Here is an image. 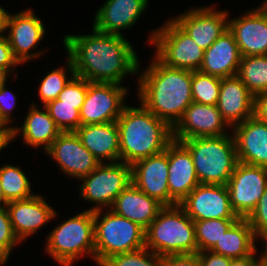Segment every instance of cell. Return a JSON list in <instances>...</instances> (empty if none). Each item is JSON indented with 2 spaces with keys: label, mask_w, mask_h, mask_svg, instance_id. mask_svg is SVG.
Segmentation results:
<instances>
[{
  "label": "cell",
  "mask_w": 267,
  "mask_h": 266,
  "mask_svg": "<svg viewBox=\"0 0 267 266\" xmlns=\"http://www.w3.org/2000/svg\"><path fill=\"white\" fill-rule=\"evenodd\" d=\"M66 35L63 45L75 75L90 82L122 84L125 77L138 75L139 58L132 43L122 35L103 33Z\"/></svg>",
  "instance_id": "obj_1"
},
{
  "label": "cell",
  "mask_w": 267,
  "mask_h": 266,
  "mask_svg": "<svg viewBox=\"0 0 267 266\" xmlns=\"http://www.w3.org/2000/svg\"><path fill=\"white\" fill-rule=\"evenodd\" d=\"M138 100L173 128L193 102L191 71L171 68L155 56L138 76Z\"/></svg>",
  "instance_id": "obj_2"
},
{
  "label": "cell",
  "mask_w": 267,
  "mask_h": 266,
  "mask_svg": "<svg viewBox=\"0 0 267 266\" xmlns=\"http://www.w3.org/2000/svg\"><path fill=\"white\" fill-rule=\"evenodd\" d=\"M139 106L127 104L116 121L119 129L120 161L130 165L165 151L173 140L172 128L141 103Z\"/></svg>",
  "instance_id": "obj_3"
},
{
  "label": "cell",
  "mask_w": 267,
  "mask_h": 266,
  "mask_svg": "<svg viewBox=\"0 0 267 266\" xmlns=\"http://www.w3.org/2000/svg\"><path fill=\"white\" fill-rule=\"evenodd\" d=\"M145 247L162 257L198 253L194 221L179 204L164 206L146 229Z\"/></svg>",
  "instance_id": "obj_4"
},
{
  "label": "cell",
  "mask_w": 267,
  "mask_h": 266,
  "mask_svg": "<svg viewBox=\"0 0 267 266\" xmlns=\"http://www.w3.org/2000/svg\"><path fill=\"white\" fill-rule=\"evenodd\" d=\"M190 152L200 184L227 185L238 163L233 134L180 141Z\"/></svg>",
  "instance_id": "obj_5"
},
{
  "label": "cell",
  "mask_w": 267,
  "mask_h": 266,
  "mask_svg": "<svg viewBox=\"0 0 267 266\" xmlns=\"http://www.w3.org/2000/svg\"><path fill=\"white\" fill-rule=\"evenodd\" d=\"M46 237L45 252L61 266H72L88 255L95 261L94 212L90 210L59 223Z\"/></svg>",
  "instance_id": "obj_6"
},
{
  "label": "cell",
  "mask_w": 267,
  "mask_h": 266,
  "mask_svg": "<svg viewBox=\"0 0 267 266\" xmlns=\"http://www.w3.org/2000/svg\"><path fill=\"white\" fill-rule=\"evenodd\" d=\"M105 211V213H103ZM94 211L95 263L145 247L146 230L111 209Z\"/></svg>",
  "instance_id": "obj_7"
},
{
  "label": "cell",
  "mask_w": 267,
  "mask_h": 266,
  "mask_svg": "<svg viewBox=\"0 0 267 266\" xmlns=\"http://www.w3.org/2000/svg\"><path fill=\"white\" fill-rule=\"evenodd\" d=\"M152 30L148 44L155 47L154 56L165 66L189 71L200 69L204 50L171 18Z\"/></svg>",
  "instance_id": "obj_8"
},
{
  "label": "cell",
  "mask_w": 267,
  "mask_h": 266,
  "mask_svg": "<svg viewBox=\"0 0 267 266\" xmlns=\"http://www.w3.org/2000/svg\"><path fill=\"white\" fill-rule=\"evenodd\" d=\"M80 180L79 197L87 203H93L87 210L111 209L116 197L132 183V167L122 161L100 163Z\"/></svg>",
  "instance_id": "obj_9"
},
{
  "label": "cell",
  "mask_w": 267,
  "mask_h": 266,
  "mask_svg": "<svg viewBox=\"0 0 267 266\" xmlns=\"http://www.w3.org/2000/svg\"><path fill=\"white\" fill-rule=\"evenodd\" d=\"M128 86L116 83L90 82L79 111L81 126L117 121L128 94Z\"/></svg>",
  "instance_id": "obj_10"
},
{
  "label": "cell",
  "mask_w": 267,
  "mask_h": 266,
  "mask_svg": "<svg viewBox=\"0 0 267 266\" xmlns=\"http://www.w3.org/2000/svg\"><path fill=\"white\" fill-rule=\"evenodd\" d=\"M226 186L231 208L238 218H247L267 189V168L238 162Z\"/></svg>",
  "instance_id": "obj_11"
},
{
  "label": "cell",
  "mask_w": 267,
  "mask_h": 266,
  "mask_svg": "<svg viewBox=\"0 0 267 266\" xmlns=\"http://www.w3.org/2000/svg\"><path fill=\"white\" fill-rule=\"evenodd\" d=\"M6 31L9 45L19 64L35 60L44 53L43 49L31 52L38 47L46 34L45 24L34 14L33 8L16 14L9 13Z\"/></svg>",
  "instance_id": "obj_12"
},
{
  "label": "cell",
  "mask_w": 267,
  "mask_h": 266,
  "mask_svg": "<svg viewBox=\"0 0 267 266\" xmlns=\"http://www.w3.org/2000/svg\"><path fill=\"white\" fill-rule=\"evenodd\" d=\"M179 205L193 221L238 219L231 208L226 185L199 184Z\"/></svg>",
  "instance_id": "obj_13"
},
{
  "label": "cell",
  "mask_w": 267,
  "mask_h": 266,
  "mask_svg": "<svg viewBox=\"0 0 267 266\" xmlns=\"http://www.w3.org/2000/svg\"><path fill=\"white\" fill-rule=\"evenodd\" d=\"M228 15L227 10L209 5L188 9L171 19L205 51L228 29Z\"/></svg>",
  "instance_id": "obj_14"
},
{
  "label": "cell",
  "mask_w": 267,
  "mask_h": 266,
  "mask_svg": "<svg viewBox=\"0 0 267 266\" xmlns=\"http://www.w3.org/2000/svg\"><path fill=\"white\" fill-rule=\"evenodd\" d=\"M231 129L216 105L192 102L172 128V135L174 140L181 141L196 137L224 136L232 132Z\"/></svg>",
  "instance_id": "obj_15"
},
{
  "label": "cell",
  "mask_w": 267,
  "mask_h": 266,
  "mask_svg": "<svg viewBox=\"0 0 267 266\" xmlns=\"http://www.w3.org/2000/svg\"><path fill=\"white\" fill-rule=\"evenodd\" d=\"M44 153L56 161L64 175L77 180L89 175L100 164L75 132H61Z\"/></svg>",
  "instance_id": "obj_16"
},
{
  "label": "cell",
  "mask_w": 267,
  "mask_h": 266,
  "mask_svg": "<svg viewBox=\"0 0 267 266\" xmlns=\"http://www.w3.org/2000/svg\"><path fill=\"white\" fill-rule=\"evenodd\" d=\"M131 167L132 183L138 189L157 199L164 206L178 204L169 193L168 145L165 151L137 160Z\"/></svg>",
  "instance_id": "obj_17"
},
{
  "label": "cell",
  "mask_w": 267,
  "mask_h": 266,
  "mask_svg": "<svg viewBox=\"0 0 267 266\" xmlns=\"http://www.w3.org/2000/svg\"><path fill=\"white\" fill-rule=\"evenodd\" d=\"M228 29L242 57L267 55V3L264 1L245 14L228 19Z\"/></svg>",
  "instance_id": "obj_18"
},
{
  "label": "cell",
  "mask_w": 267,
  "mask_h": 266,
  "mask_svg": "<svg viewBox=\"0 0 267 266\" xmlns=\"http://www.w3.org/2000/svg\"><path fill=\"white\" fill-rule=\"evenodd\" d=\"M46 199L35 194L30 198L6 204L13 231L21 243L57 216L56 210Z\"/></svg>",
  "instance_id": "obj_19"
},
{
  "label": "cell",
  "mask_w": 267,
  "mask_h": 266,
  "mask_svg": "<svg viewBox=\"0 0 267 266\" xmlns=\"http://www.w3.org/2000/svg\"><path fill=\"white\" fill-rule=\"evenodd\" d=\"M149 0H106L95 12L93 27L103 33L123 35L147 10Z\"/></svg>",
  "instance_id": "obj_20"
},
{
  "label": "cell",
  "mask_w": 267,
  "mask_h": 266,
  "mask_svg": "<svg viewBox=\"0 0 267 266\" xmlns=\"http://www.w3.org/2000/svg\"><path fill=\"white\" fill-rule=\"evenodd\" d=\"M232 131L238 162L267 168V124L252 116Z\"/></svg>",
  "instance_id": "obj_21"
},
{
  "label": "cell",
  "mask_w": 267,
  "mask_h": 266,
  "mask_svg": "<svg viewBox=\"0 0 267 266\" xmlns=\"http://www.w3.org/2000/svg\"><path fill=\"white\" fill-rule=\"evenodd\" d=\"M168 187L170 196L179 204L197 185L198 177L189 150L177 140L168 144Z\"/></svg>",
  "instance_id": "obj_22"
},
{
  "label": "cell",
  "mask_w": 267,
  "mask_h": 266,
  "mask_svg": "<svg viewBox=\"0 0 267 266\" xmlns=\"http://www.w3.org/2000/svg\"><path fill=\"white\" fill-rule=\"evenodd\" d=\"M255 96L236 76L221 78L217 108L233 128L253 116Z\"/></svg>",
  "instance_id": "obj_23"
},
{
  "label": "cell",
  "mask_w": 267,
  "mask_h": 266,
  "mask_svg": "<svg viewBox=\"0 0 267 266\" xmlns=\"http://www.w3.org/2000/svg\"><path fill=\"white\" fill-rule=\"evenodd\" d=\"M29 106L21 127L12 126L11 140L15 141L16 137L19 136L18 134H20L23 137L24 144L34 149L42 147V150L46 152L61 133V130L56 126L44 106H41L43 109L38 108L36 103H32Z\"/></svg>",
  "instance_id": "obj_24"
},
{
  "label": "cell",
  "mask_w": 267,
  "mask_h": 266,
  "mask_svg": "<svg viewBox=\"0 0 267 266\" xmlns=\"http://www.w3.org/2000/svg\"><path fill=\"white\" fill-rule=\"evenodd\" d=\"M241 53L229 29L204 51V58L200 72L219 78L237 75L241 62Z\"/></svg>",
  "instance_id": "obj_25"
},
{
  "label": "cell",
  "mask_w": 267,
  "mask_h": 266,
  "mask_svg": "<svg viewBox=\"0 0 267 266\" xmlns=\"http://www.w3.org/2000/svg\"><path fill=\"white\" fill-rule=\"evenodd\" d=\"M75 133L100 163L120 161L119 129L116 121L83 125Z\"/></svg>",
  "instance_id": "obj_26"
},
{
  "label": "cell",
  "mask_w": 267,
  "mask_h": 266,
  "mask_svg": "<svg viewBox=\"0 0 267 266\" xmlns=\"http://www.w3.org/2000/svg\"><path fill=\"white\" fill-rule=\"evenodd\" d=\"M163 207L157 199L148 196L131 183L116 197L111 210L146 230Z\"/></svg>",
  "instance_id": "obj_27"
},
{
  "label": "cell",
  "mask_w": 267,
  "mask_h": 266,
  "mask_svg": "<svg viewBox=\"0 0 267 266\" xmlns=\"http://www.w3.org/2000/svg\"><path fill=\"white\" fill-rule=\"evenodd\" d=\"M253 229L246 218H238L210 250L232 259L244 258L256 251Z\"/></svg>",
  "instance_id": "obj_28"
},
{
  "label": "cell",
  "mask_w": 267,
  "mask_h": 266,
  "mask_svg": "<svg viewBox=\"0 0 267 266\" xmlns=\"http://www.w3.org/2000/svg\"><path fill=\"white\" fill-rule=\"evenodd\" d=\"M237 77L254 95L267 92V55L241 58Z\"/></svg>",
  "instance_id": "obj_29"
},
{
  "label": "cell",
  "mask_w": 267,
  "mask_h": 266,
  "mask_svg": "<svg viewBox=\"0 0 267 266\" xmlns=\"http://www.w3.org/2000/svg\"><path fill=\"white\" fill-rule=\"evenodd\" d=\"M0 179L5 205L8 202L27 199L35 195L27 175L19 166L5 164L0 167Z\"/></svg>",
  "instance_id": "obj_30"
},
{
  "label": "cell",
  "mask_w": 267,
  "mask_h": 266,
  "mask_svg": "<svg viewBox=\"0 0 267 266\" xmlns=\"http://www.w3.org/2000/svg\"><path fill=\"white\" fill-rule=\"evenodd\" d=\"M66 66H60L48 72L38 86V95L42 106L56 100L59 93L64 89L69 80L75 75L71 59L67 56ZM67 72L70 74L67 75Z\"/></svg>",
  "instance_id": "obj_31"
},
{
  "label": "cell",
  "mask_w": 267,
  "mask_h": 266,
  "mask_svg": "<svg viewBox=\"0 0 267 266\" xmlns=\"http://www.w3.org/2000/svg\"><path fill=\"white\" fill-rule=\"evenodd\" d=\"M237 219L194 221L198 252L210 251Z\"/></svg>",
  "instance_id": "obj_32"
},
{
  "label": "cell",
  "mask_w": 267,
  "mask_h": 266,
  "mask_svg": "<svg viewBox=\"0 0 267 266\" xmlns=\"http://www.w3.org/2000/svg\"><path fill=\"white\" fill-rule=\"evenodd\" d=\"M221 78L197 71H191L192 100L195 103L217 105Z\"/></svg>",
  "instance_id": "obj_33"
},
{
  "label": "cell",
  "mask_w": 267,
  "mask_h": 266,
  "mask_svg": "<svg viewBox=\"0 0 267 266\" xmlns=\"http://www.w3.org/2000/svg\"><path fill=\"white\" fill-rule=\"evenodd\" d=\"M81 106L59 104V100L56 99L48 102L44 107L48 110L61 132H75L81 126L79 113Z\"/></svg>",
  "instance_id": "obj_34"
},
{
  "label": "cell",
  "mask_w": 267,
  "mask_h": 266,
  "mask_svg": "<svg viewBox=\"0 0 267 266\" xmlns=\"http://www.w3.org/2000/svg\"><path fill=\"white\" fill-rule=\"evenodd\" d=\"M161 264L162 256L143 247L136 251L111 256L100 266H161Z\"/></svg>",
  "instance_id": "obj_35"
},
{
  "label": "cell",
  "mask_w": 267,
  "mask_h": 266,
  "mask_svg": "<svg viewBox=\"0 0 267 266\" xmlns=\"http://www.w3.org/2000/svg\"><path fill=\"white\" fill-rule=\"evenodd\" d=\"M21 242L16 237L6 205H0V254L8 261L12 250Z\"/></svg>",
  "instance_id": "obj_36"
},
{
  "label": "cell",
  "mask_w": 267,
  "mask_h": 266,
  "mask_svg": "<svg viewBox=\"0 0 267 266\" xmlns=\"http://www.w3.org/2000/svg\"><path fill=\"white\" fill-rule=\"evenodd\" d=\"M89 81L74 75L59 93V104L83 105L87 94Z\"/></svg>",
  "instance_id": "obj_37"
},
{
  "label": "cell",
  "mask_w": 267,
  "mask_h": 266,
  "mask_svg": "<svg viewBox=\"0 0 267 266\" xmlns=\"http://www.w3.org/2000/svg\"><path fill=\"white\" fill-rule=\"evenodd\" d=\"M246 220L253 229L256 238L263 236L267 232V189Z\"/></svg>",
  "instance_id": "obj_38"
},
{
  "label": "cell",
  "mask_w": 267,
  "mask_h": 266,
  "mask_svg": "<svg viewBox=\"0 0 267 266\" xmlns=\"http://www.w3.org/2000/svg\"><path fill=\"white\" fill-rule=\"evenodd\" d=\"M8 79L0 85V118L3 122L12 129L10 125L12 123V112L15 109L17 103V96L12 90L9 91L7 87Z\"/></svg>",
  "instance_id": "obj_39"
},
{
  "label": "cell",
  "mask_w": 267,
  "mask_h": 266,
  "mask_svg": "<svg viewBox=\"0 0 267 266\" xmlns=\"http://www.w3.org/2000/svg\"><path fill=\"white\" fill-rule=\"evenodd\" d=\"M17 65L19 62L13 55L7 36L0 34V72L9 77L14 70H17Z\"/></svg>",
  "instance_id": "obj_40"
},
{
  "label": "cell",
  "mask_w": 267,
  "mask_h": 266,
  "mask_svg": "<svg viewBox=\"0 0 267 266\" xmlns=\"http://www.w3.org/2000/svg\"><path fill=\"white\" fill-rule=\"evenodd\" d=\"M161 266H200L198 253L163 256Z\"/></svg>",
  "instance_id": "obj_41"
},
{
  "label": "cell",
  "mask_w": 267,
  "mask_h": 266,
  "mask_svg": "<svg viewBox=\"0 0 267 266\" xmlns=\"http://www.w3.org/2000/svg\"><path fill=\"white\" fill-rule=\"evenodd\" d=\"M198 257L200 266H229L232 259L211 251L198 252Z\"/></svg>",
  "instance_id": "obj_42"
},
{
  "label": "cell",
  "mask_w": 267,
  "mask_h": 266,
  "mask_svg": "<svg viewBox=\"0 0 267 266\" xmlns=\"http://www.w3.org/2000/svg\"><path fill=\"white\" fill-rule=\"evenodd\" d=\"M253 116L267 124V92L255 96Z\"/></svg>",
  "instance_id": "obj_43"
},
{
  "label": "cell",
  "mask_w": 267,
  "mask_h": 266,
  "mask_svg": "<svg viewBox=\"0 0 267 266\" xmlns=\"http://www.w3.org/2000/svg\"><path fill=\"white\" fill-rule=\"evenodd\" d=\"M257 251L256 247V251L247 257L231 259L229 266H259Z\"/></svg>",
  "instance_id": "obj_44"
},
{
  "label": "cell",
  "mask_w": 267,
  "mask_h": 266,
  "mask_svg": "<svg viewBox=\"0 0 267 266\" xmlns=\"http://www.w3.org/2000/svg\"><path fill=\"white\" fill-rule=\"evenodd\" d=\"M13 142L11 140V129H0V152Z\"/></svg>",
  "instance_id": "obj_45"
},
{
  "label": "cell",
  "mask_w": 267,
  "mask_h": 266,
  "mask_svg": "<svg viewBox=\"0 0 267 266\" xmlns=\"http://www.w3.org/2000/svg\"><path fill=\"white\" fill-rule=\"evenodd\" d=\"M9 13L4 7L0 6V34L6 32V25Z\"/></svg>",
  "instance_id": "obj_46"
},
{
  "label": "cell",
  "mask_w": 267,
  "mask_h": 266,
  "mask_svg": "<svg viewBox=\"0 0 267 266\" xmlns=\"http://www.w3.org/2000/svg\"><path fill=\"white\" fill-rule=\"evenodd\" d=\"M256 239H261L262 242H264V252H260L258 261H259V266H267V239L264 236L258 237Z\"/></svg>",
  "instance_id": "obj_47"
},
{
  "label": "cell",
  "mask_w": 267,
  "mask_h": 266,
  "mask_svg": "<svg viewBox=\"0 0 267 266\" xmlns=\"http://www.w3.org/2000/svg\"><path fill=\"white\" fill-rule=\"evenodd\" d=\"M0 205H5V197L4 192L1 185V179H0Z\"/></svg>",
  "instance_id": "obj_48"
},
{
  "label": "cell",
  "mask_w": 267,
  "mask_h": 266,
  "mask_svg": "<svg viewBox=\"0 0 267 266\" xmlns=\"http://www.w3.org/2000/svg\"><path fill=\"white\" fill-rule=\"evenodd\" d=\"M0 129H11L10 127H8L3 120L0 118Z\"/></svg>",
  "instance_id": "obj_49"
},
{
  "label": "cell",
  "mask_w": 267,
  "mask_h": 266,
  "mask_svg": "<svg viewBox=\"0 0 267 266\" xmlns=\"http://www.w3.org/2000/svg\"><path fill=\"white\" fill-rule=\"evenodd\" d=\"M8 76H6L4 73L0 72V85L4 82L5 79H7Z\"/></svg>",
  "instance_id": "obj_50"
},
{
  "label": "cell",
  "mask_w": 267,
  "mask_h": 266,
  "mask_svg": "<svg viewBox=\"0 0 267 266\" xmlns=\"http://www.w3.org/2000/svg\"><path fill=\"white\" fill-rule=\"evenodd\" d=\"M8 262L1 254H0V266L6 264Z\"/></svg>",
  "instance_id": "obj_51"
},
{
  "label": "cell",
  "mask_w": 267,
  "mask_h": 266,
  "mask_svg": "<svg viewBox=\"0 0 267 266\" xmlns=\"http://www.w3.org/2000/svg\"><path fill=\"white\" fill-rule=\"evenodd\" d=\"M263 236L267 239V232Z\"/></svg>",
  "instance_id": "obj_52"
}]
</instances>
